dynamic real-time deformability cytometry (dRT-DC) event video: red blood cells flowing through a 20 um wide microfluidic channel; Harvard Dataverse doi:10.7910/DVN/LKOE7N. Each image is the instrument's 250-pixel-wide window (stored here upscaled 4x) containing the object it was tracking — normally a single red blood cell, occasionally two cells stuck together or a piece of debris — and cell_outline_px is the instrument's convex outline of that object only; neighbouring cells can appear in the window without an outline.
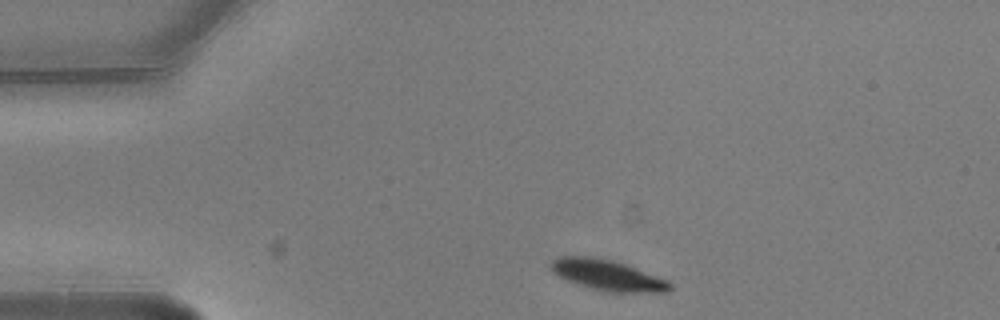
{"species": "common noctule bat (a hibernating species)", "species_latin": "Nyctalus noctula", "temperature_condition": "warm", "stored_images_in_passage": 7, "camera_frame_rate_fps": 3000, "um_per_image_px": 0.085, "animal": {"sex": "male", "body_mass_g": 20.5, "forearm_length_mm": 52.5}, "frame": {"image": 1, "passage_image": 1, "time_ms": 0.0, "image_size_px": [1000, 320], "cell_outline_px": [[672, 288], [668, 292], [604, 292], [576, 284], [552, 272], [548, 268], [548, 264], [556, 256], [592, 256], [612, 260], [624, 264], [668, 280], [672, 284]], "centroid_in_image_um": [51.59, 23.38], "position_along_channel_um": 33.4, "area_um2": 21.44}}
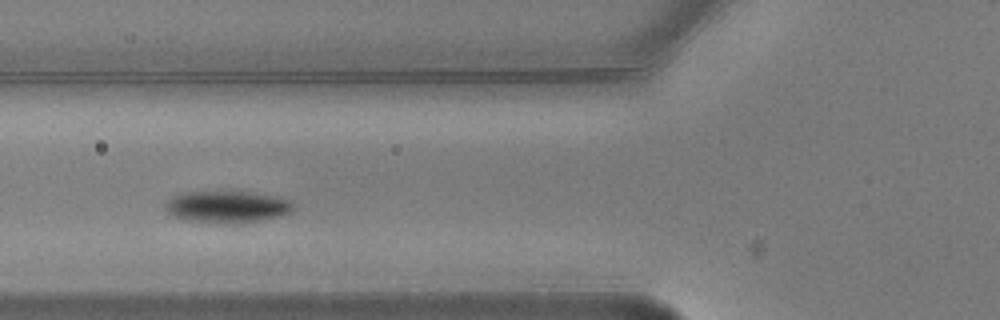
{"frame": {"image": 2, "passage_image": 4, "time_ms": 1.0, "image_size_px": [1000, 320], "cell_outline_px": [[296, 208], [280, 216], [240, 224], [216, 224], [184, 220], [172, 216], [164, 208], [164, 204], [172, 196], [184, 192], [252, 192], [292, 200]], "centroid_in_image_um": [19.28, 17.6], "position_along_channel_um": 106.5, "area_um2": 24.16}}
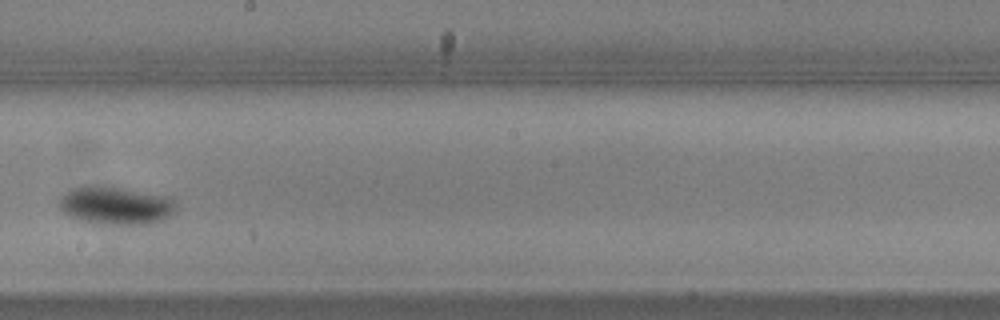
{"frame": {"image": 3, "passage_image": 7, "time_ms": 2.0, "image_size_px": [1000, 320], "cell_outline_px": [[176, 212], [160, 220], [148, 224], [96, 224], [80, 220], [64, 212], [60, 208], [60, 196], [64, 192], [80, 184], [104, 184], [172, 196], [176, 204]], "centroid_in_image_um": [9.84, 17.41], "position_along_channel_um": 238.4, "area_um2": 26.7}}